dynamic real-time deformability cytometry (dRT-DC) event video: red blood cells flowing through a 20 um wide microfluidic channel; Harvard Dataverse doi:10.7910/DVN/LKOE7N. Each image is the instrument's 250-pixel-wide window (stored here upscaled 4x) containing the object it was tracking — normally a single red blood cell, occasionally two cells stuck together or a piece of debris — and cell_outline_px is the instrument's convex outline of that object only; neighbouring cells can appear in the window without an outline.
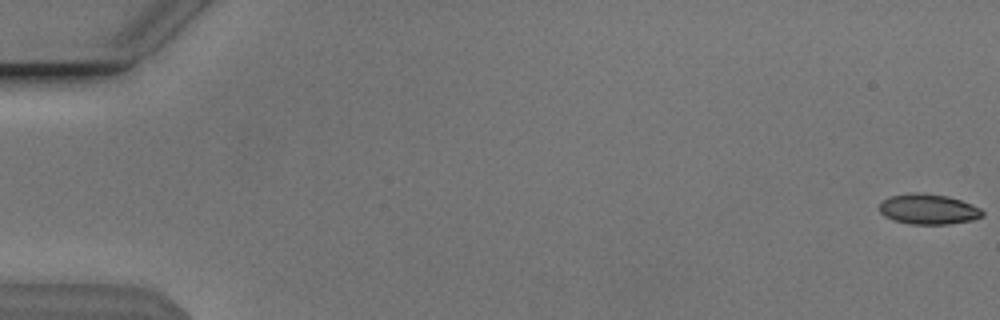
{"species": "Egyptian fruit bat (a non-hibernating species)", "species_latin": "Rousettus aegyptiacus", "temperature_condition": "cold", "stored_images_in_passage": 54, "camera_frame_rate_fps": 3000, "um_per_image_px": 0.085, "animal": {"sex": "male"}, "frame": {"image": 1, "passage_image": 1, "time_ms": 0.0, "image_size_px": [1000, 320], "cell_outline_px": [[984, 216], [972, 220], [948, 224], [912, 224], [896, 220], [884, 216], [880, 212], [880, 204], [884, 200], [892, 196], [912, 192], [924, 192], [948, 196], [972, 204], [980, 208], [984, 212]], "centroid_in_image_um": [78.95, 17.77], "position_along_channel_um": 6.1, "area_um2": 18.15}}
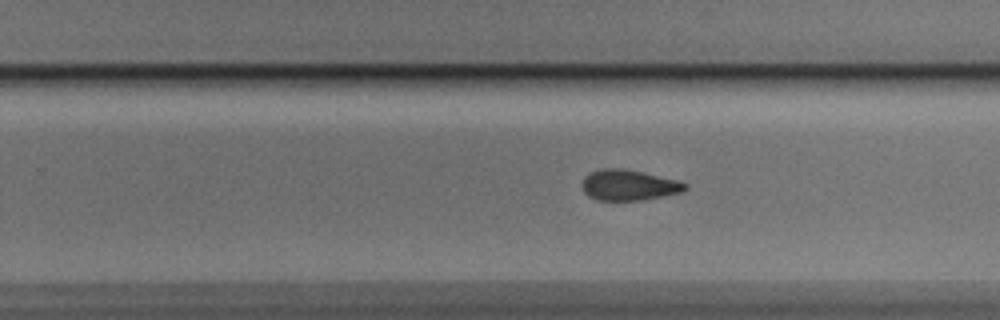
{"frame": {"image": 2, "passage_image": 35, "time_ms": 11.333, "image_size_px": [1000, 320], "cell_outline_px": [[688, 188], [684, 192], [644, 200], [596, 200], [588, 196], [584, 192], [580, 184], [584, 176], [600, 168], [620, 168], [680, 180], [688, 184]], "centroid_in_image_um": [53.46, 15.74], "position_along_channel_um": 276.3, "area_um2": 18.67}}
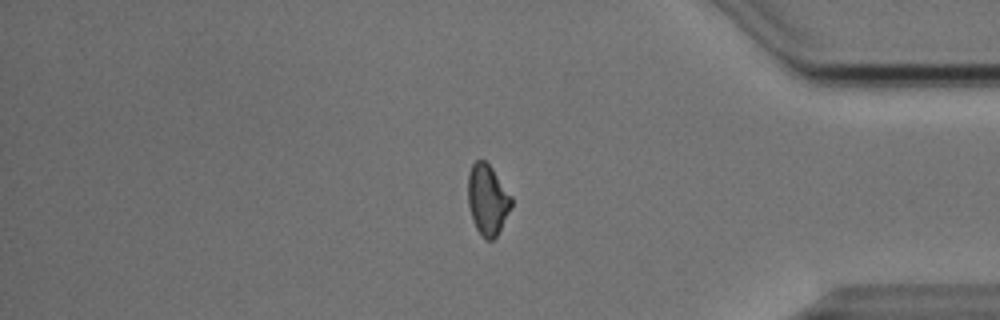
{"frame": {"image": 3, "passage_image": 46, "time_ms": 15.0, "image_size_px": [1000, 320], "cell_outline_px": [[512, 204], [496, 236], [492, 240], [484, 240], [476, 228], [472, 220], [468, 204], [468, 172], [472, 164], [476, 160], [484, 160], [492, 168], [512, 196]], "centroid_in_image_um": [41.42, 16.96], "position_along_channel_um": 393.8, "area_um2": 17.74}, "authors_computed_cell_mechanics": {"area_um2": 18.3804, "velocity_mm_per_s": 3.8417, "shape_relaxation_time_tau1_ms": 9.871, "shape_relaxation_time_tau2_ms": 3.4072, "deformation_change_tau1": 0.1787, "deformation_change_tau2": 0.0835}}